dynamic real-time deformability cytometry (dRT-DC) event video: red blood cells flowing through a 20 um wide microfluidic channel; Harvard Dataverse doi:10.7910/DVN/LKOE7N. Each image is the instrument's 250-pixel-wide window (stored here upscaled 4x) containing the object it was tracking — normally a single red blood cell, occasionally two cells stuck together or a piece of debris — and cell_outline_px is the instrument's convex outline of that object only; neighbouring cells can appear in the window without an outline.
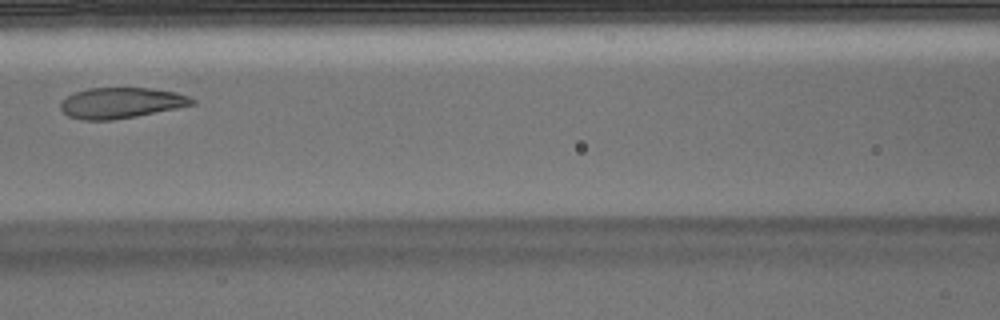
{"species": "Egyptian fruit bat (a non-hibernating species)", "species_latin": "Rousettus aegyptiacus", "temperature_condition": "warm", "stored_images_in_passage": 5, "camera_frame_rate_fps": 3000, "um_per_image_px": 0.085, "animal": {"sex": "male"}, "frame": {"image": 1, "passage_image": 5, "time_ms": 1.333, "image_size_px": [1000, 320], "cell_outline_px": [[196, 104], [136, 116], [112, 120], [84, 120], [68, 116], [60, 108], [60, 100], [76, 92], [88, 88], [148, 88], [176, 92], [188, 96], [196, 100]], "centroid_in_image_um": [10.28, 8.74], "position_along_channel_um": 156.3, "area_um2": 23.47}}